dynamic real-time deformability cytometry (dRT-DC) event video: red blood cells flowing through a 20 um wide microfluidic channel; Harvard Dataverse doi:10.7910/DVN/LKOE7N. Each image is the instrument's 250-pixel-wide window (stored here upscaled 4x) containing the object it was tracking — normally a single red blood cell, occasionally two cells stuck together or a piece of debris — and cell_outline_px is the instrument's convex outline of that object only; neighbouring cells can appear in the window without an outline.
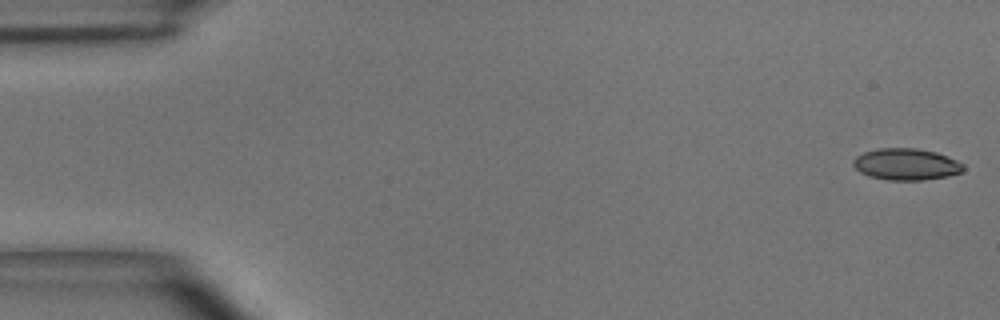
{"species": "common noctule bat (a hibernating species)", "species_latin": "Nyctalus noctula", "temperature_condition": "room temperature", "stored_images_in_passage": 14, "camera_frame_rate_fps": 3000, "um_per_image_px": 0.085, "animal": {"sex": "male", "body_mass_g": 15.6}, "frame": {"image": 1, "passage_image": 1, "time_ms": 0.0, "image_size_px": [1000, 320], "cell_outline_px": [[964, 168], [960, 172], [948, 176], [924, 180], [888, 180], [868, 176], [860, 172], [852, 164], [852, 160], [856, 156], [864, 152], [880, 148], [916, 148], [936, 152], [948, 156], [964, 164]], "centroid_in_image_um": [77.01, 13.96], "position_along_channel_um": 8.0, "area_um2": 20.35}}
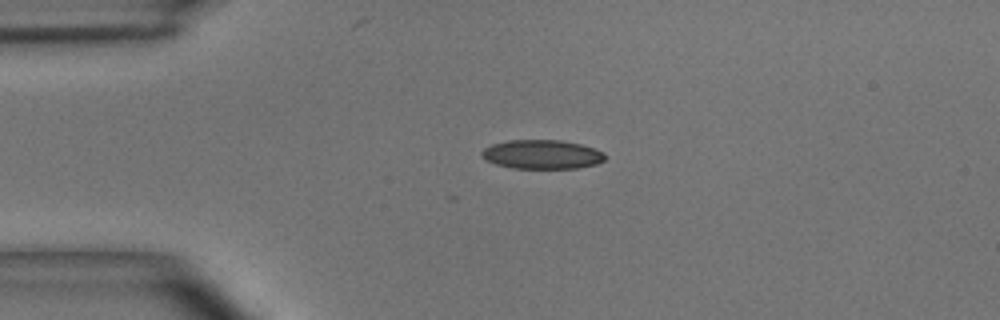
{"frame": {"image": 2, "passage_image": 11, "time_ms": 3.333, "image_size_px": [1000, 320], "cell_outline_px": [[604, 160], [596, 164], [576, 168], [512, 168], [496, 164], [488, 160], [480, 152], [484, 148], [492, 144], [508, 140], [560, 140], [580, 144], [604, 152]], "centroid_in_image_um": [46.07, 13.12], "position_along_channel_um": 38.9, "area_um2": 20.63}}